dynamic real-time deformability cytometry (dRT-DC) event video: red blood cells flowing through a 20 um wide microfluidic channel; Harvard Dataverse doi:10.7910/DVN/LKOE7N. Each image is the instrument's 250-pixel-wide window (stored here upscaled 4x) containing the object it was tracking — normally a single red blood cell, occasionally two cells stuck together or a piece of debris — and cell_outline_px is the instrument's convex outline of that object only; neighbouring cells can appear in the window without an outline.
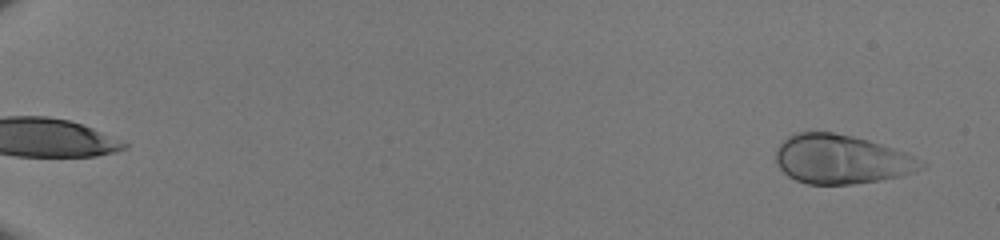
{"species": "human", "species_latin": "Homo sapiens", "temperature_condition": "room temperature", "stored_images_in_passage": 49, "camera_frame_rate_fps": 3000, "um_per_image_px": 0.085, "donor": {"sex": "male"}, "frame": {"image": 1, "passage_image": 2, "time_ms": 0.333, "image_size_px": [1000, 240], "cell_outline_px": [[928, 164], [924, 168], [912, 172], [896, 176], [876, 180], [852, 184], [808, 184], [796, 180], [788, 176], [780, 168], [776, 160], [776, 152], [780, 144], [788, 136], [796, 132], [832, 132], [852, 136], [868, 140]], "centroid_in_image_um": [71.42, 13.54], "position_along_channel_um": 13.6, "area_um2": 40.52}}
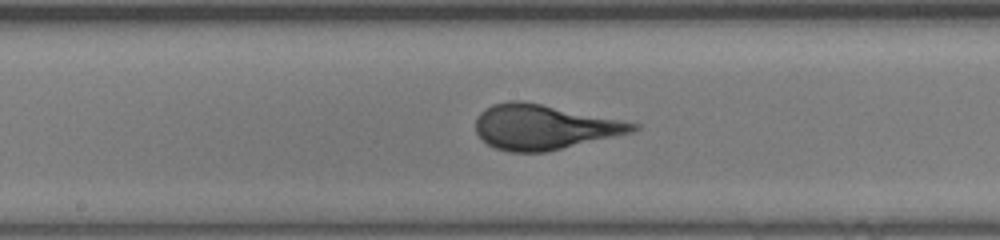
{"frame": {"image": 2, "passage_image": 29, "time_ms": 9.333, "image_size_px": [1000, 240], "cell_outline_px": [[640, 128], [632, 132], [544, 152], [508, 152], [496, 148], [488, 144], [476, 132], [476, 116], [480, 112], [492, 104], [508, 100], [520, 100], [640, 124]], "centroid_in_image_um": [46.18, 10.79], "position_along_channel_um": 202.0, "area_um2": 40.52}}
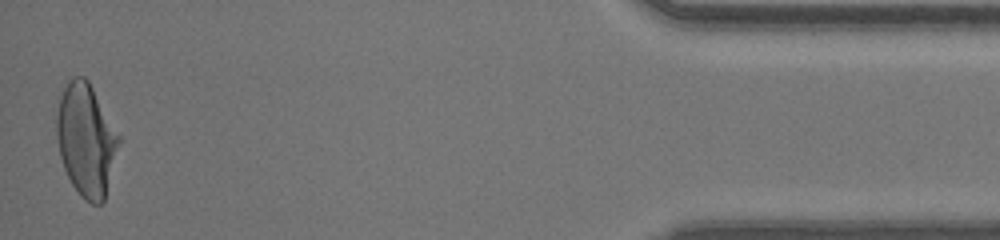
{"frame": {"image": 3, "passage_image": 49, "time_ms": 16.0, "image_size_px": [1000, 240], "cell_outline_px": [[120, 140], [104, 200], [100, 204], [92, 204], [84, 200], [80, 196], [72, 184], [64, 168], [60, 156], [56, 136], [56, 116], [60, 96], [68, 80], [72, 76], [84, 76], [88, 80], [120, 136]], "centroid_in_image_um": [7.3, 11.88], "position_along_channel_um": 427.9, "area_um2": 40.52}}